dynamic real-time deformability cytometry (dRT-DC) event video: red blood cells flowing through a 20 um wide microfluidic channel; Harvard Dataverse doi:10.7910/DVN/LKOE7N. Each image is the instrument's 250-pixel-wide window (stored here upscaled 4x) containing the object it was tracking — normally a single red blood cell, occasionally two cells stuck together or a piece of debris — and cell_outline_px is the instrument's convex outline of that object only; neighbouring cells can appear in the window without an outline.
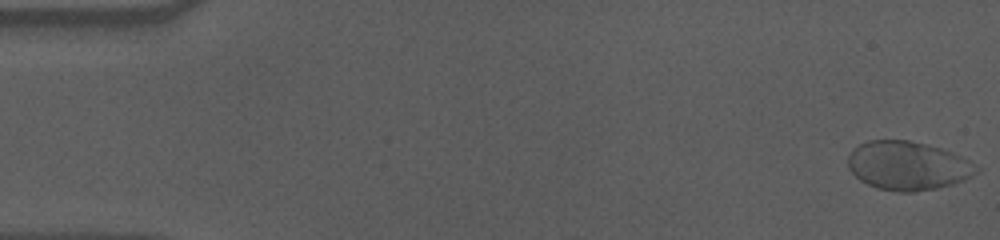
{"species": "human", "species_latin": "Homo sapiens", "temperature_condition": "cold", "stored_images_in_passage": 54, "camera_frame_rate_fps": 3000, "um_per_image_px": 0.085, "donor": {"sex": "male"}, "frame": {"image": 1, "passage_image": 1, "time_ms": 0.0, "image_size_px": [1000, 240], "cell_outline_px": [[980, 172], [964, 180], [952, 184], [936, 188], [912, 192], [896, 192], [876, 188], [860, 180], [848, 168], [848, 156], [852, 148], [868, 140], [908, 140], [940, 148], [952, 152], [968, 160], [980, 168]], "centroid_in_image_um": [77.15, 14.09], "position_along_channel_um": 7.8, "area_um2": 36.53}}
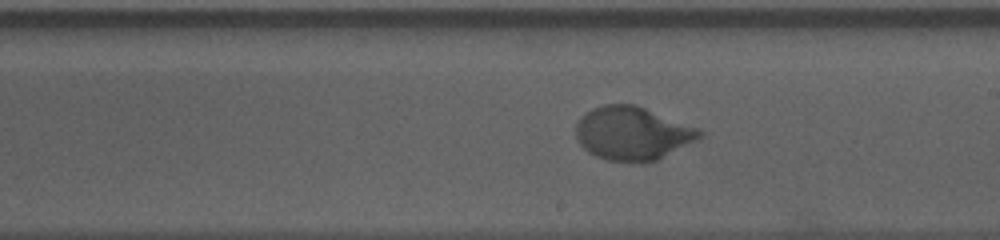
{"frame": {"image": 2, "passage_image": 33, "time_ms": 10.667, "image_size_px": [1000, 240], "cell_outline_px": [[704, 136], [656, 160], [608, 160], [596, 156], [588, 152], [576, 140], [576, 124], [580, 116], [584, 112], [592, 108], [604, 104], [636, 104], [696, 128], [704, 132]], "centroid_in_image_um": [53.7, 11.3], "position_along_channel_um": 235.3, "area_um2": 37.92}}
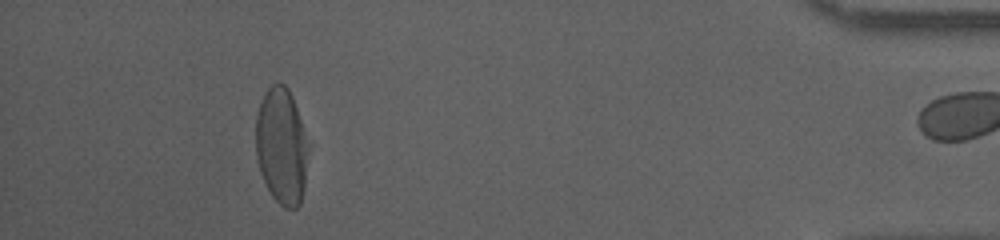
{"frame": {"image": 3, "passage_image": 53, "time_ms": 17.333, "image_size_px": [1000, 240], "cell_outline_px": [[304, 188], [300, 204], [296, 208], [284, 208], [272, 196], [260, 172], [256, 156], [256, 116], [260, 100], [264, 92], [272, 84], [284, 84], [288, 88], [292, 96], [300, 120], [304, 152]], "centroid_in_image_um": [23.84, 12.41], "position_along_channel_um": 411.4, "area_um2": 34.28}, "authors_computed_cell_mechanics": {"area_um2": 36.6163, "velocity_mm_per_s": 3.5166, "shape_relaxation_time_tau1_ms": 3.6037, "shape_relaxation_time_tau2_ms": null, "deformation_change_tau1": 0.1554, "deformation_change_tau2": null}}